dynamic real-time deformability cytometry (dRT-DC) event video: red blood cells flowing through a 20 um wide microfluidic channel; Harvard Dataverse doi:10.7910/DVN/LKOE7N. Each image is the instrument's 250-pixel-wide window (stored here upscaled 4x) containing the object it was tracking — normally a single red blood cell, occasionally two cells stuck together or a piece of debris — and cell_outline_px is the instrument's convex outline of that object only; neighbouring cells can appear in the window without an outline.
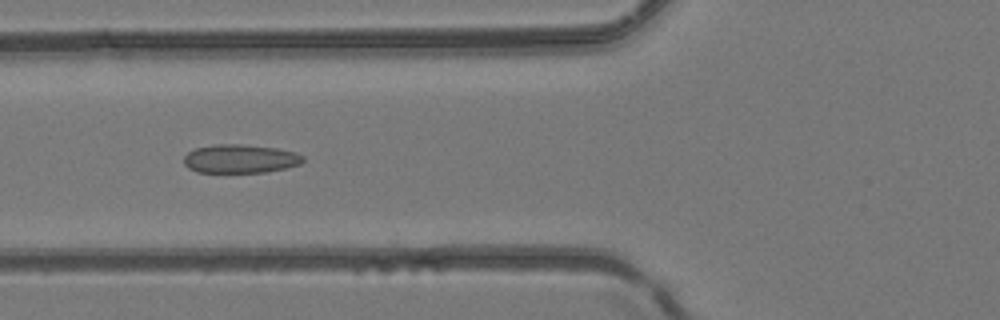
{"species": "common noctule bat (a hibernating species)", "species_latin": "Nyctalus noctula", "temperature_condition": "room temperature", "stored_images_in_passage": 6, "camera_frame_rate_fps": 3000, "um_per_image_px": 0.085, "animal": {"sex": "female", "body_mass_g": 24.6, "forearm_length_mm": 56.2}, "frame": {"image": 1, "passage_image": 5, "time_ms": 4.333, "image_size_px": [1000, 320], "cell_outline_px": [[304, 160], [300, 164], [268, 172], [196, 172], [188, 168], [184, 164], [184, 156], [188, 152], [196, 148], [216, 144], [240, 144], [276, 148], [296, 152], [304, 156]], "centroid_in_image_um": [20.42, 13.49], "position_along_channel_um": 105.4, "area_um2": 19.88}}
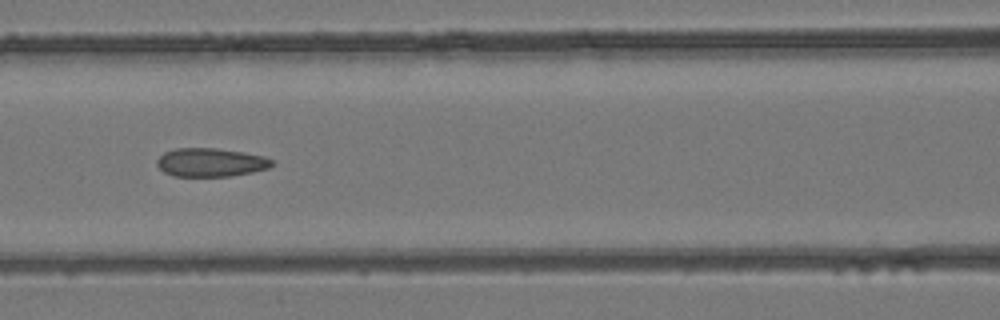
{"frame": {"image": 2, "passage_image": 6, "time_ms": 5.333, "image_size_px": [1000, 320], "cell_outline_px": [[276, 164], [268, 168], [252, 172], [232, 176], [172, 176], [164, 172], [156, 164], [156, 160], [164, 152], [176, 148], [216, 148], [244, 152], [264, 156], [272, 160]], "centroid_in_image_um": [17.91, 13.8], "position_along_channel_um": 148.7, "area_um2": 19.25}}